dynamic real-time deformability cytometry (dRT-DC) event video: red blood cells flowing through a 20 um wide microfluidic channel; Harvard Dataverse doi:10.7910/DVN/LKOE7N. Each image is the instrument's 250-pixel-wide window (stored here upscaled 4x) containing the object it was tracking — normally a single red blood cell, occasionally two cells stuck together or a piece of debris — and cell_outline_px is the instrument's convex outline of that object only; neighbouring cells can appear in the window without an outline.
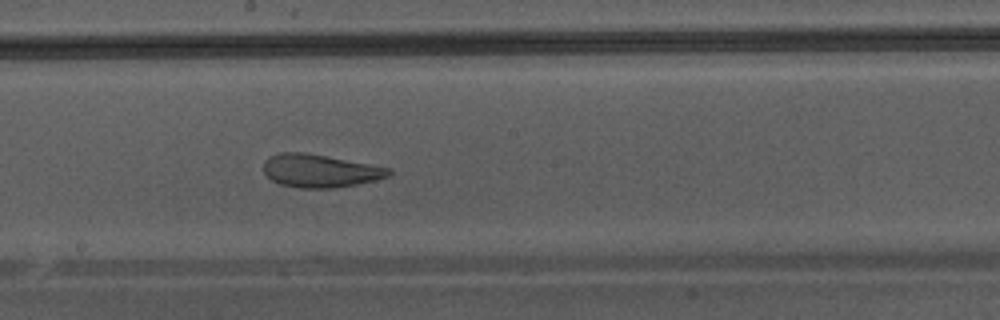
{"species": "Egyptian fruit bat (a non-hibernating species)", "species_latin": "Rousettus aegyptiacus", "temperature_condition": "warm", "stored_images_in_passage": 48, "camera_frame_rate_fps": 3000, "um_per_image_px": 0.085, "animal": {"sex": "male"}, "frame": {"image": 1, "passage_image": 28, "time_ms": 9.0, "image_size_px": [1000, 320], "cell_outline_px": [[392, 172], [388, 176], [356, 184], [332, 188], [296, 188], [280, 184], [272, 180], [264, 172], [264, 160], [268, 156], [280, 152], [304, 152], [392, 168]], "centroid_in_image_um": [27.16, 14.51], "position_along_channel_um": 221.0, "area_um2": 23.99}}